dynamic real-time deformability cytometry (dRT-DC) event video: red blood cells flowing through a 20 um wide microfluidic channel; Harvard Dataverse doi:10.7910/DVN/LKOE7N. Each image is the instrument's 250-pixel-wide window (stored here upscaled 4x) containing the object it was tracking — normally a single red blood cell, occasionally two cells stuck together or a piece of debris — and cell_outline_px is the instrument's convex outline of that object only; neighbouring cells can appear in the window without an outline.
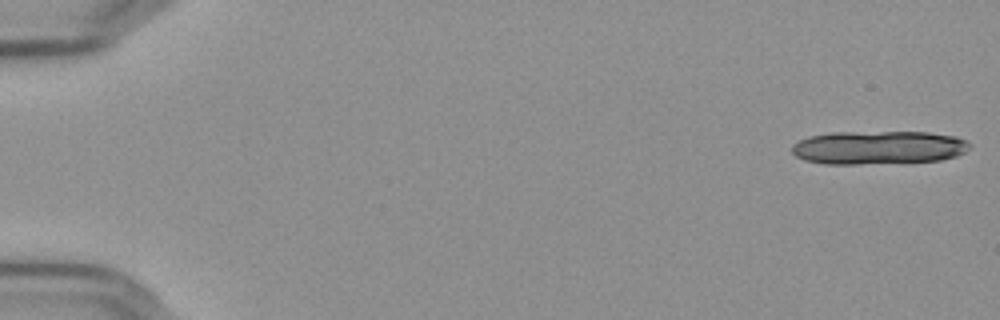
{"species": "Egyptian fruit bat (a non-hibernating species)", "species_latin": "Rousettus aegyptiacus", "temperature_condition": "cold", "stored_images_in_passage": 17, "camera_frame_rate_fps": 3000, "um_per_image_px": 0.085, "frame": {"image": 1, "passage_image": 1, "time_ms": 0.0, "image_size_px": [1000, 320], "cell_outline_px": [[972, 144], [964, 152], [956, 156], [940, 160], [856, 164], [824, 164], [804, 160], [796, 156], [792, 152], [792, 144], [808, 136], [832, 132], [928, 132], [956, 136]], "centroid_in_image_um": [74.64, 12.53], "position_along_channel_um": 10.4, "area_um2": 34.68}}